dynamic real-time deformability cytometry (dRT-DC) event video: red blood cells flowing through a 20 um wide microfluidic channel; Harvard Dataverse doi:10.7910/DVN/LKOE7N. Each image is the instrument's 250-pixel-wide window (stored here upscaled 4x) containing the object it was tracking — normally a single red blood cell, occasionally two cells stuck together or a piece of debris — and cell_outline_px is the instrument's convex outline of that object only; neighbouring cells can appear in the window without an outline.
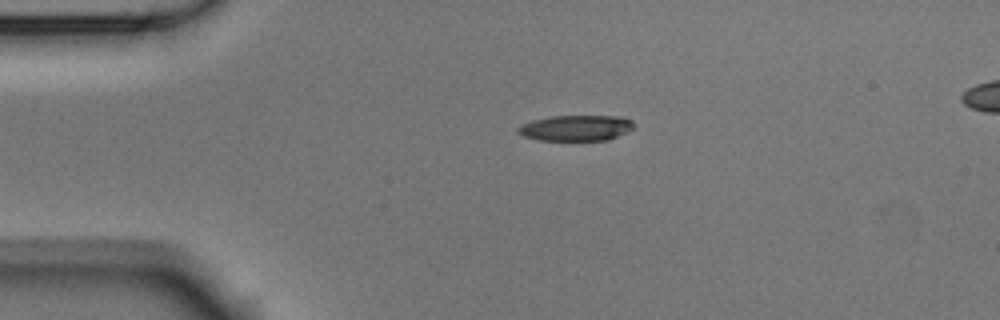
{"species": "Egyptian fruit bat (a non-hibernating species)", "species_latin": "Rousettus aegyptiacus", "temperature_condition": "room temperature", "stored_images_in_passage": 4, "camera_frame_rate_fps": 3000, "um_per_image_px": 0.085, "animal": {"sex": "male"}, "frame": {"image": 1, "passage_image": 2, "time_ms": 0.333, "image_size_px": [1000, 320], "cell_outline_px": [[632, 128], [608, 140], [540, 140], [524, 136], [516, 132], [516, 128], [520, 124], [532, 120], [548, 116], [624, 116], [632, 120]], "centroid_in_image_um": [48.89, 10.86], "position_along_channel_um": 36.1, "area_um2": 17.34}}
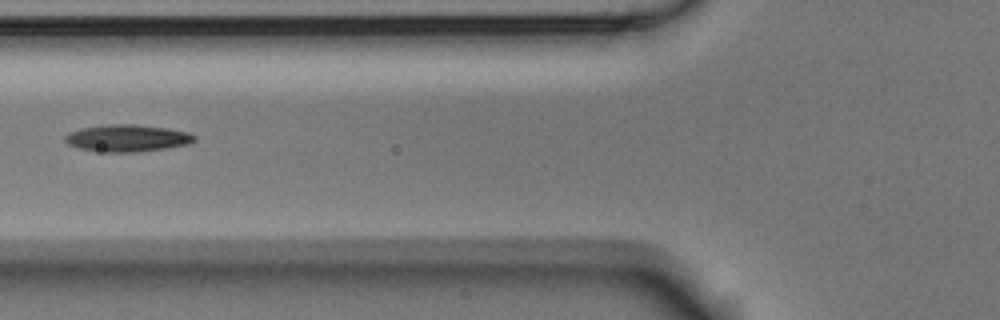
{"frame": {"image": 2, "passage_image": 4, "time_ms": 1.0, "image_size_px": [1000, 320], "cell_outline_px": [[196, 140], [188, 144], [164, 148], [136, 152], [104, 152], [76, 148], [68, 144], [64, 140], [64, 136], [68, 132], [80, 128], [108, 124], [136, 124], [168, 128], [188, 132], [196, 136]], "centroid_in_image_um": [10.78, 11.73], "position_along_channel_um": 115.0, "area_um2": 20.52}}